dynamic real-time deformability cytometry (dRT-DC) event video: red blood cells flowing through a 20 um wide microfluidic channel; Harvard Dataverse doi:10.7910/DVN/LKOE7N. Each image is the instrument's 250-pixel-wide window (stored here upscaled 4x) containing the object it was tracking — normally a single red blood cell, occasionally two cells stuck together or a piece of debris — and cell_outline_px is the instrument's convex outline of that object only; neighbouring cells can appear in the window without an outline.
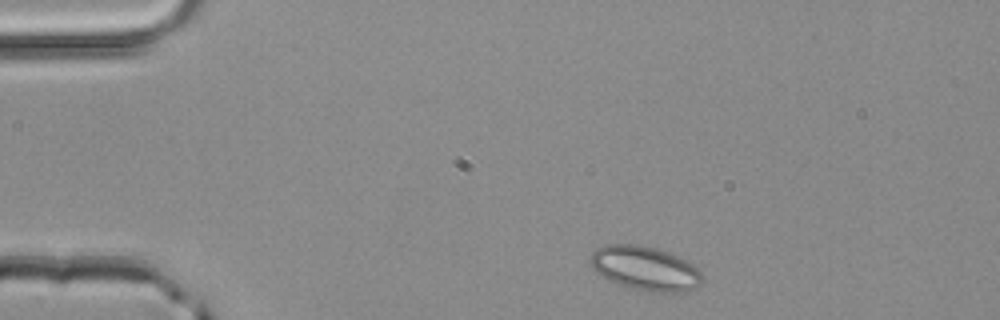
{"species": "common noctule bat (a hibernating species)", "species_latin": "Nyctalus noctula", "temperature_condition": "room temperature", "stored_images_in_passage": 2, "camera_frame_rate_fps": 3000, "um_per_image_px": 0.085, "animal": {"sex": "male", "body_mass_g": 20.4}, "frame": {"image": 1, "passage_image": 1, "time_ms": 0.0, "image_size_px": [1000, 320], "cell_outline_px": [[704, 280], [696, 288], [688, 292], [648, 292], [616, 284], [608, 280], [596, 272], [592, 268], [592, 252], [596, 248], [604, 244], [640, 244], [656, 248], [668, 252], [688, 260], [700, 268], [704, 276]], "centroid_in_image_um": [54.9, 22.82], "position_along_channel_um": 30.1, "area_um2": 29.42}}